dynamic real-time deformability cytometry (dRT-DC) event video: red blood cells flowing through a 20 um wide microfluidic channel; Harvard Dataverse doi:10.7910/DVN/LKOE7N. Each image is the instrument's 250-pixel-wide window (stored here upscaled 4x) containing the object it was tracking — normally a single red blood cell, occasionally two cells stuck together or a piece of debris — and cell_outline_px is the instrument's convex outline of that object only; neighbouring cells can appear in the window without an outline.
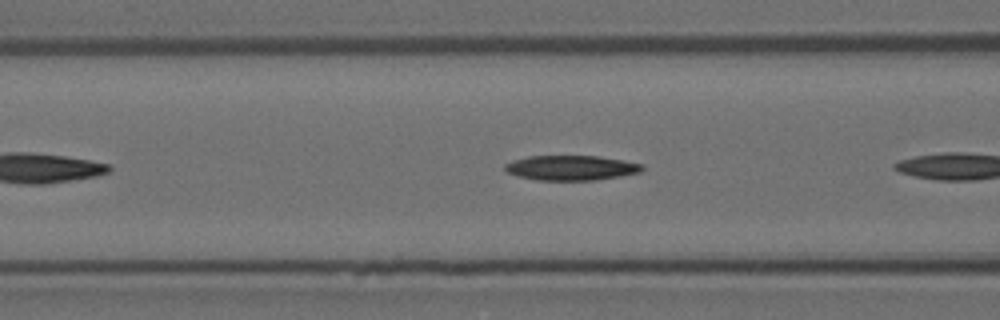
{"species": "Egyptian fruit bat (a non-hibernating species)", "species_latin": "Rousettus aegyptiacus", "temperature_condition": "room temperature", "stored_images_in_passage": 6, "camera_frame_rate_fps": 3000, "um_per_image_px": 0.085, "animal": {"sex": "female"}, "frame": {"image": 1, "passage_image": 5, "time_ms": 1.333, "image_size_px": [1000, 320], "cell_outline_px": [[644, 168], [640, 172], [620, 176], [596, 180], [536, 180], [516, 176], [508, 172], [504, 168], [504, 164], [512, 160], [528, 156], [600, 156], [624, 160], [644, 164]], "centroid_in_image_um": [48.55, 14.26], "position_along_channel_um": 118.1, "area_um2": 20.06}}